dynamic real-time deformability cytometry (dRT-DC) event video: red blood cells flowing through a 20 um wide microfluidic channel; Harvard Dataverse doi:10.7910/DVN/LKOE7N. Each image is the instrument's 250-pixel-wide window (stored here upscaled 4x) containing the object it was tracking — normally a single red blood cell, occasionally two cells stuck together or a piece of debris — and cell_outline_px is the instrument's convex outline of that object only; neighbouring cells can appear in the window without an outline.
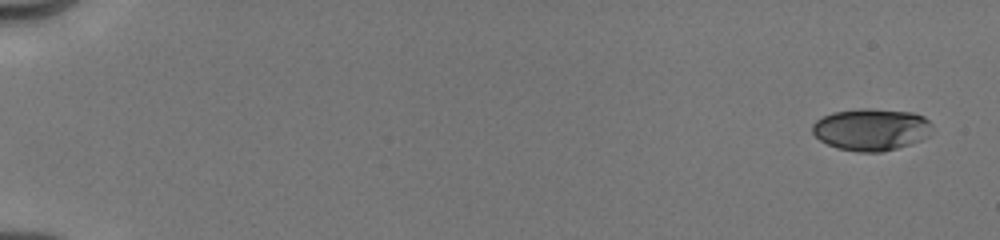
{"species": "human", "species_latin": "Homo sapiens", "temperature_condition": "cold", "stored_images_in_passage": 11, "camera_frame_rate_fps": 3000, "um_per_image_px": 0.085, "donor": {"sex": "male"}, "frame": {"image": 1, "passage_image": 1, "time_ms": 0.0, "image_size_px": [1000, 240], "cell_outline_px": [[932, 132], [928, 136], [920, 140], [896, 148], [880, 152], [860, 152], [836, 148], [820, 140], [812, 132], [812, 124], [816, 120], [832, 112], [860, 108], [868, 108], [912, 112], [924, 116], [932, 124]], "centroid_in_image_um": [74.05, 10.99], "position_along_channel_um": 10.9, "area_um2": 29.42}}